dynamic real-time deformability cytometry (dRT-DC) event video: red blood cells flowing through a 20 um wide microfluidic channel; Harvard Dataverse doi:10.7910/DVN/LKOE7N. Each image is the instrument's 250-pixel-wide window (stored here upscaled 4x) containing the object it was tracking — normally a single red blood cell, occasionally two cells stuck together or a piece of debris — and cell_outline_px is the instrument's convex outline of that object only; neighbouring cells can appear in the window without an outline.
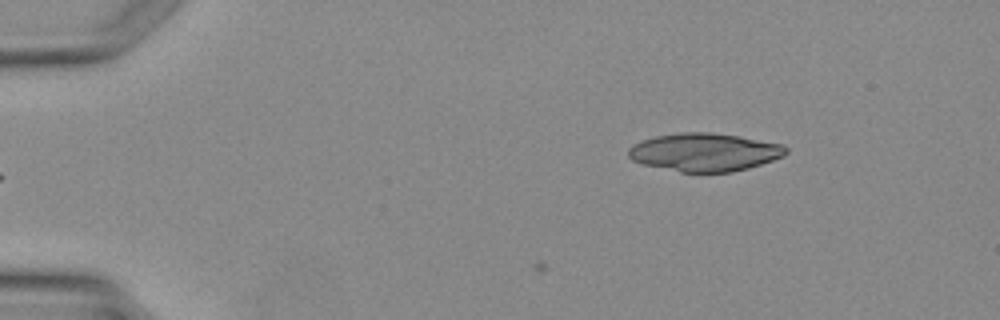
{"species": "Egyptian fruit bat (a non-hibernating species)", "species_latin": "Rousettus aegyptiacus", "temperature_condition": "warm", "stored_images_in_passage": 5, "segment_of_instrument_passage": [2, 2], "camera_frame_rate_fps": 3000, "um_per_image_px": 0.085, "animal": {"sex": "female"}, "frame": {"image": 1, "passage_image": 5, "time_ms": 5.0, "image_size_px": [1000, 320], "cell_outline_px": [[788, 152], [784, 156], [748, 168], [732, 172], [680, 172], [644, 164], [632, 160], [628, 156], [628, 148], [632, 144], [656, 136], [680, 132], [712, 132], [740, 136], [784, 144], [788, 148]], "centroid_in_image_um": [59.91, 12.93], "position_along_channel_um": 25.1, "area_um2": 35.08}}